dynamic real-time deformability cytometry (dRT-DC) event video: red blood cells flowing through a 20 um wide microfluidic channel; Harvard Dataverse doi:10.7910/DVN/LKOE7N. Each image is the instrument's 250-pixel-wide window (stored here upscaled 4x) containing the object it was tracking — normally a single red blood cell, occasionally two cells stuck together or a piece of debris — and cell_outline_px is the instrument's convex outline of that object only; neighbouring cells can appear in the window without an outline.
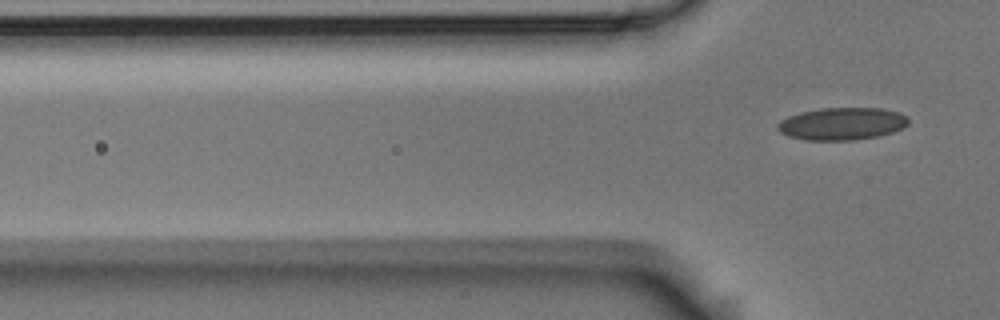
{"species": "Egyptian fruit bat (a non-hibernating species)", "species_latin": "Rousettus aegyptiacus", "temperature_condition": "room temperature", "stored_images_in_passage": 5, "camera_frame_rate_fps": 3000, "um_per_image_px": 0.085, "animal": {"sex": "male"}, "frame": {"image": 1, "passage_image": 5, "time_ms": 1.333, "image_size_px": [1000, 320], "cell_outline_px": [[908, 124], [904, 128], [892, 132], [876, 136], [852, 140], [808, 140], [788, 136], [780, 132], [776, 128], [776, 124], [780, 120], [788, 116], [800, 112], [820, 108], [884, 108], [900, 112], [908, 116]], "centroid_in_image_um": [71.57, 10.51], "position_along_channel_um": 54.2, "area_um2": 24.91}}